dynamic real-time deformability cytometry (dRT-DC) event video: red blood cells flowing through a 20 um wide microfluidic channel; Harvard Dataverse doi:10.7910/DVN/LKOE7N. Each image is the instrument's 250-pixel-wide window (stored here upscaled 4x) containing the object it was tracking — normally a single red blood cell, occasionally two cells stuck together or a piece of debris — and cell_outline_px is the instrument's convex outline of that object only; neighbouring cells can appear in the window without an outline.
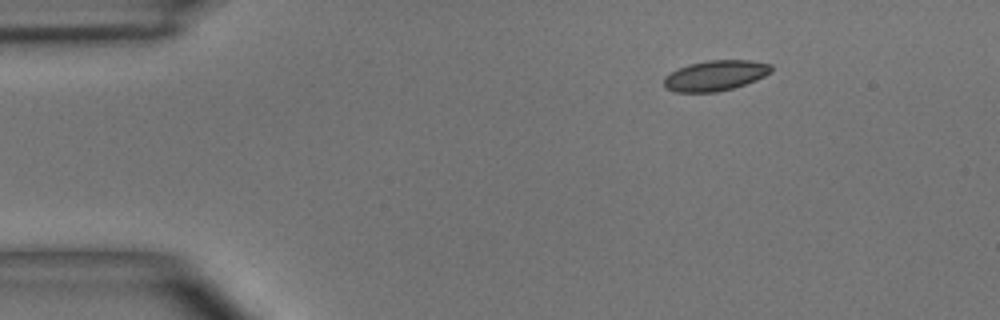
{"species": "common noctule bat (a hibernating species)", "species_latin": "Nyctalus noctula", "temperature_condition": "room temperature", "stored_images_in_passage": 3, "camera_frame_rate_fps": 3000, "um_per_image_px": 0.085, "animal": {"sex": "male", "body_mass_g": 15.6}, "frame": {"image": 1, "passage_image": 1, "time_ms": 0.0, "image_size_px": [1000, 320], "cell_outline_px": [[772, 72], [756, 80], [732, 88], [716, 92], [676, 92], [664, 88], [664, 76], [688, 64], [708, 60], [752, 60], [772, 64]], "centroid_in_image_um": [60.81, 6.41], "position_along_channel_um": 24.2, "area_um2": 19.02}}